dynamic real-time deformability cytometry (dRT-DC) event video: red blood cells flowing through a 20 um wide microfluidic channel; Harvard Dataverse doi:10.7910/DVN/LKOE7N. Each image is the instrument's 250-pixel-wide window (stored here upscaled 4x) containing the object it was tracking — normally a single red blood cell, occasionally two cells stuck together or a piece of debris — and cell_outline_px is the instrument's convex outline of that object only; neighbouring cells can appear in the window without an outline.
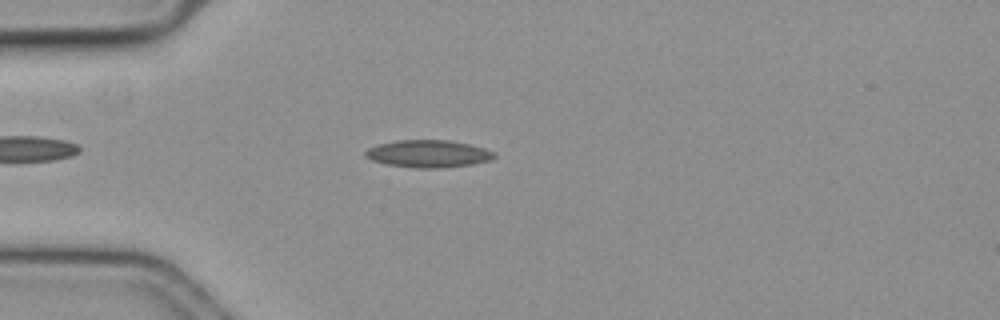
{"species": "common noctule bat (a hibernating species)", "species_latin": "Nyctalus noctula", "temperature_condition": "cold", "stored_images_in_passage": 46, "camera_frame_rate_fps": 3000, "um_per_image_px": 0.085, "animal": {"sex": "female", "body_mass_g": 19.3, "forearm_length_mm": 54.1}, "frame": {"image": 1, "passage_image": 8, "time_ms": 2.333, "image_size_px": [1000, 320], "cell_outline_px": [[496, 156], [492, 160], [472, 164], [436, 168], [416, 168], [388, 164], [372, 160], [364, 156], [364, 152], [368, 148], [380, 144], [396, 140], [448, 140], [468, 144], [484, 148], [496, 152]], "centroid_in_image_um": [36.42, 13.06], "position_along_channel_um": 48.6, "area_um2": 20.46}}
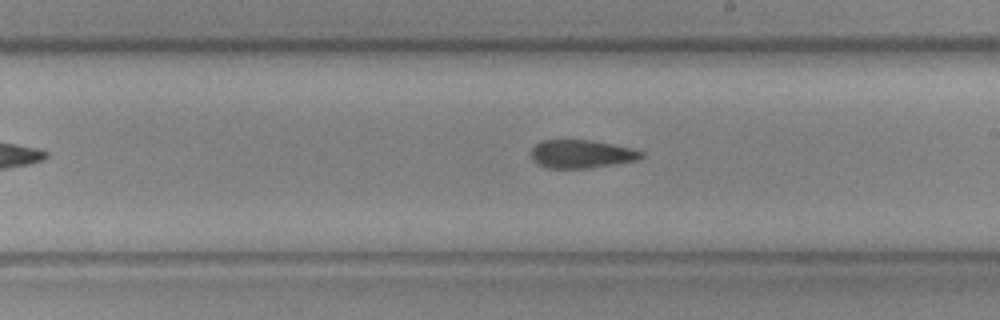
{"frame": {"image": 2, "passage_image": 25, "time_ms": 8.0, "image_size_px": [1000, 320], "cell_outline_px": [[644, 156], [636, 160], [588, 168], [548, 168], [532, 160], [532, 148], [540, 140], [592, 140], [632, 148], [644, 152]], "centroid_in_image_um": [49.42, 13.08], "position_along_channel_um": 239.6, "area_um2": 17.98}}
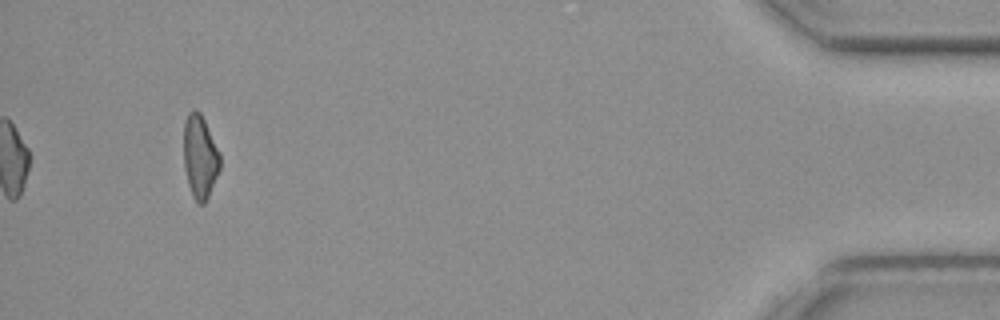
{"frame": {"image": 3, "passage_image": 46, "time_ms": 15.0, "image_size_px": [1000, 320], "cell_outline_px": [[220, 168], [208, 196], [204, 204], [196, 204], [192, 196], [188, 184], [184, 168], [184, 120], [188, 112], [196, 108], [200, 112], [220, 152]], "centroid_in_image_um": [16.98, 13.32], "position_along_channel_um": 418.2, "area_um2": 17.74}, "authors_computed_cell_mechanics": {"area_um2": 18.7561, "velocity_mm_per_s": 3.6428, "shape_relaxation_time_tau1_ms": null, "shape_relaxation_time_tau2_ms": 6.3736, "deformation_change_tau1": null, "deformation_change_tau2": 0.1402}}